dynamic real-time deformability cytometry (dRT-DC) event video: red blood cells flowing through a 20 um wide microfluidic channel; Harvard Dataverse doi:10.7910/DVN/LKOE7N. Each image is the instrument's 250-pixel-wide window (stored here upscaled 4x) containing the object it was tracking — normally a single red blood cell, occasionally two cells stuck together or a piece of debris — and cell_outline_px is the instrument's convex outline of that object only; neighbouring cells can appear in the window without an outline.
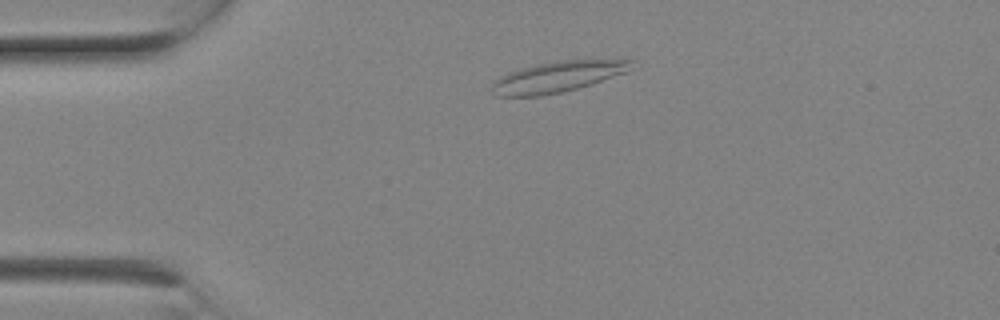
{"species": "Egyptian fruit bat (a non-hibernating species)", "species_latin": "Rousettus aegyptiacus", "temperature_condition": "room temperature", "stored_images_in_passage": 4, "camera_frame_rate_fps": 3000, "um_per_image_px": 0.085, "animal": {"sex": "female"}, "frame": {"image": 1, "passage_image": 1, "time_ms": 0.0, "image_size_px": [1000, 320], "cell_outline_px": [[632, 60], [624, 72], [592, 84], [564, 92], [540, 96], [496, 96], [492, 88], [492, 84], [500, 76], [508, 72], [520, 68], [536, 64], [556, 60]], "centroid_in_image_um": [47.29, 6.54], "position_along_channel_um": 37.7, "area_um2": 24.62}}